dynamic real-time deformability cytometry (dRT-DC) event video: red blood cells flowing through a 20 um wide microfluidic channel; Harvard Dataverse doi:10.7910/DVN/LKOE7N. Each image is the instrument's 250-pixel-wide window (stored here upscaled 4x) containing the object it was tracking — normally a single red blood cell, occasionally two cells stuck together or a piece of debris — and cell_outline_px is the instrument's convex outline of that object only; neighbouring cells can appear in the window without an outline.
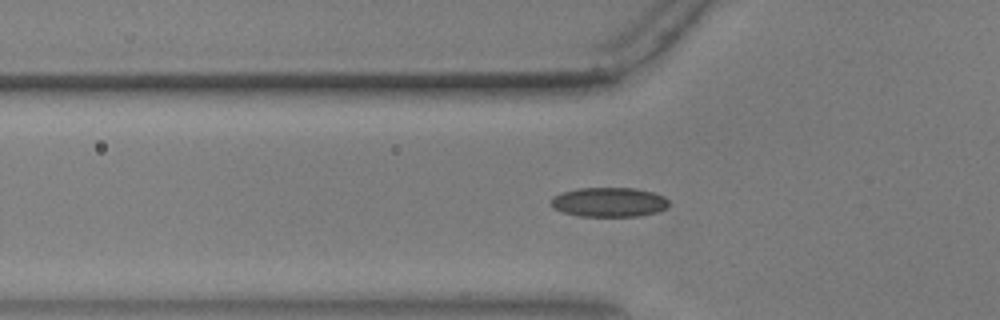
{"species": "common noctule bat (a hibernating species)", "species_latin": "Nyctalus noctula", "temperature_condition": "warm", "stored_images_in_passage": 57, "camera_frame_rate_fps": 3000, "um_per_image_px": 0.085, "animal": {"sex": "male", "body_mass_g": 17.9, "forearm_length_mm": 54.2}, "frame": {"image": 1, "passage_image": 20, "time_ms": 6.333, "image_size_px": [1000, 320], "cell_outline_px": [[668, 208], [656, 212], [640, 216], [580, 216], [564, 212], [556, 208], [548, 200], [552, 196], [560, 192], [580, 188], [636, 188], [652, 192], [664, 196], [668, 200]], "centroid_in_image_um": [51.77, 17.17], "position_along_channel_um": 74.0, "area_um2": 20.29}}
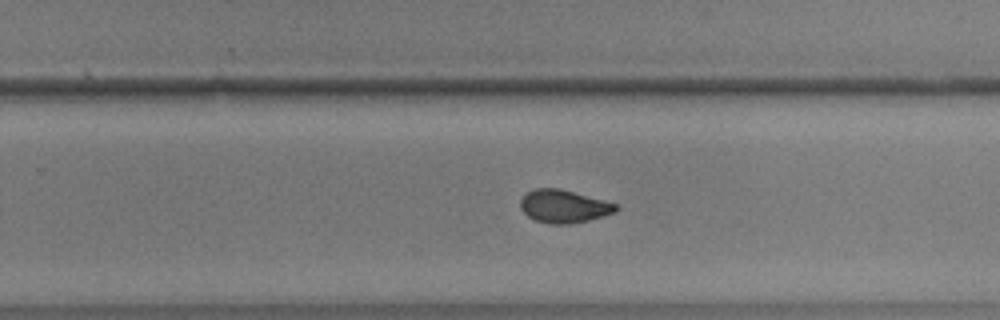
{"frame": {"image": 2, "passage_image": 37, "time_ms": 12.0, "image_size_px": [1000, 320], "cell_outline_px": [[616, 212], [588, 220], [572, 224], [552, 224], [536, 220], [528, 216], [520, 208], [520, 200], [532, 188], [560, 188], [604, 200], [616, 204]], "centroid_in_image_um": [47.9, 17.53], "position_along_channel_um": 281.9, "area_um2": 18.21}}
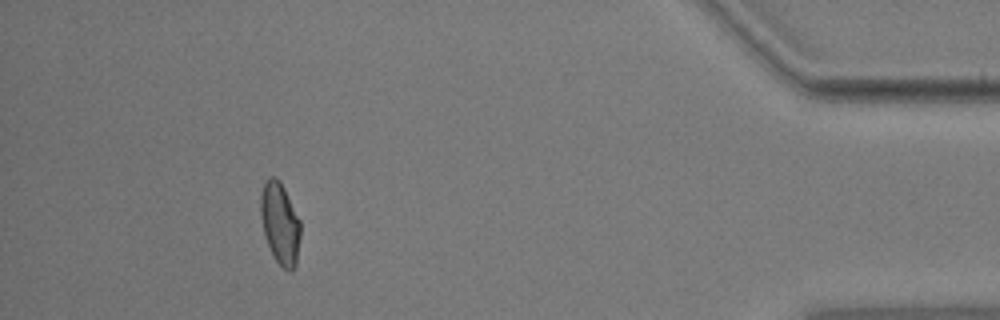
{"frame": {"image": 3, "passage_image": 52, "time_ms": 17.0, "image_size_px": [1000, 320], "cell_outline_px": [[300, 236], [296, 264], [292, 272], [288, 272], [276, 260], [264, 236], [260, 216], [260, 196], [264, 180], [268, 176], [276, 176], [280, 180], [300, 220]], "centroid_in_image_um": [23.78, 18.94], "position_along_channel_um": 411.4, "area_um2": 19.13}, "authors_computed_cell_mechanics": {"area_um2": 18.5538, "velocity_mm_per_s": 3.6538, "shape_relaxation_time_tau1_ms": 6.2212, "shape_relaxation_time_tau2_ms": 1.5267, "deformation_change_tau1": 0.1561, "deformation_change_tau2": 0.0558}}